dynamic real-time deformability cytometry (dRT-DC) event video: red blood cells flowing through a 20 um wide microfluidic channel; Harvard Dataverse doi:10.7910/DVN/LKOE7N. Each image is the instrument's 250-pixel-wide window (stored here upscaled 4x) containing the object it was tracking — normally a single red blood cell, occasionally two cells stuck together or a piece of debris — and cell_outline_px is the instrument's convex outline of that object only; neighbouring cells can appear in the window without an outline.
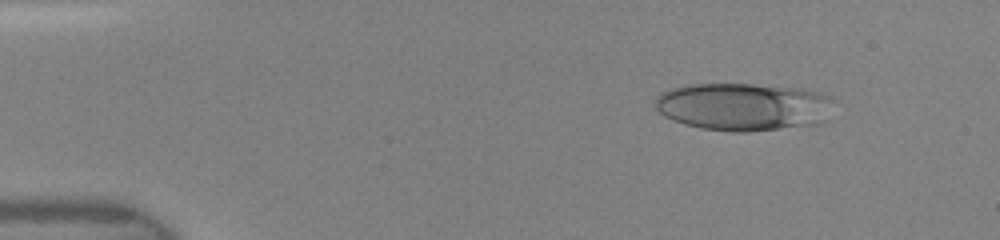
{"species": "human", "species_latin": "Homo sapiens", "temperature_condition": "room temperature", "stored_images_in_passage": 34, "camera_frame_rate_fps": 3000, "um_per_image_px": 0.085, "donor": {"sex": "female"}, "frame": {"image": 1, "passage_image": 11, "time_ms": 1.667, "image_size_px": [1000, 240], "cell_outline_px": [[828, 96], [816, 124], [748, 132], [732, 132], [700, 128], [684, 124], [672, 120], [664, 116], [656, 108], [656, 96], [672, 88], [688, 84], [752, 84], [800, 88], [816, 92]], "centroid_in_image_um": [62.98, 9.07], "position_along_channel_um": 22.0, "area_um2": 48.38}}
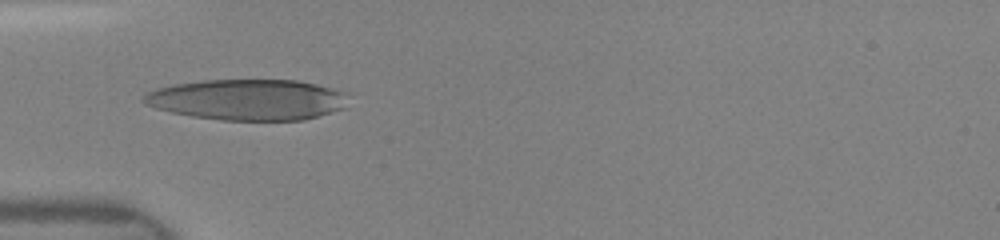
{"frame": {"image": 2, "passage_image": 27, "time_ms": 4.667, "image_size_px": [1000, 240], "cell_outline_px": [[344, 108], [304, 120], [220, 120], [192, 116], [172, 112], [156, 108], [144, 104], [140, 100], [148, 92], [156, 88], [172, 84], [204, 80], [296, 80], [316, 84], [344, 92]], "centroid_in_image_um": [20.97, 8.47], "position_along_channel_um": 64.0, "area_um2": 48.49}}
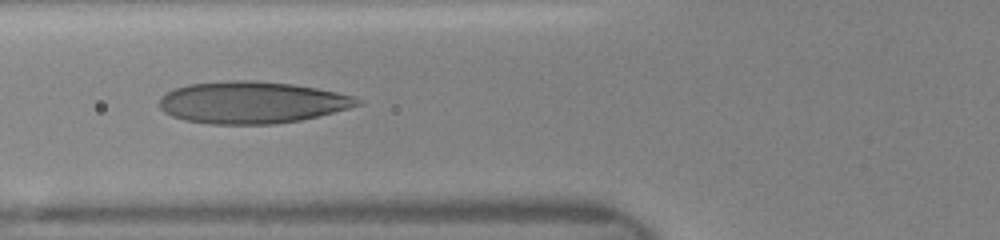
{"frame": {"image": 3, "passage_image": 33, "time_ms": 5.667, "image_size_px": [1000, 240], "cell_outline_px": [[364, 104], [300, 120], [272, 124], [208, 124], [188, 120], [172, 116], [164, 112], [160, 108], [160, 96], [176, 88], [188, 84], [236, 80], [292, 84], [316, 88], [336, 92], [352, 96], [360, 100]], "centroid_in_image_um": [21.39, 8.71], "position_along_channel_um": 104.4, "area_um2": 47.74}}